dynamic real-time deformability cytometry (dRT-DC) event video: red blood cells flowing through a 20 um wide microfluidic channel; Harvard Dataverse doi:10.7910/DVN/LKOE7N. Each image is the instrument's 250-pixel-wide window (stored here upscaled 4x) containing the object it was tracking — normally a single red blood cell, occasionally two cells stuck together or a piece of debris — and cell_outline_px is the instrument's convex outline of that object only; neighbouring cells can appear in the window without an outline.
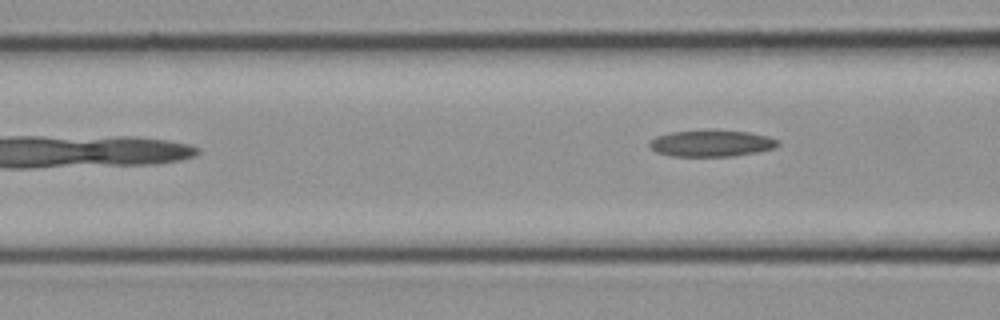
{"species": "common noctule bat (a hibernating species)", "species_latin": "Nyctalus noctula", "temperature_condition": "cold", "stored_images_in_passage": 8, "camera_frame_rate_fps": 3000, "um_per_image_px": 0.085, "animal": {"sex": "female", "body_mass_g": 21.9}, "frame": {"image": 1, "passage_image": 8, "time_ms": 2.333, "image_size_px": [1000, 320], "cell_outline_px": [[780, 144], [776, 148], [760, 152], [732, 156], [672, 156], [656, 152], [648, 144], [656, 136], [672, 132], [716, 128], [748, 132], [768, 136], [780, 140]], "centroid_in_image_um": [60.54, 12.16], "position_along_channel_um": 106.1, "area_um2": 20.4}}